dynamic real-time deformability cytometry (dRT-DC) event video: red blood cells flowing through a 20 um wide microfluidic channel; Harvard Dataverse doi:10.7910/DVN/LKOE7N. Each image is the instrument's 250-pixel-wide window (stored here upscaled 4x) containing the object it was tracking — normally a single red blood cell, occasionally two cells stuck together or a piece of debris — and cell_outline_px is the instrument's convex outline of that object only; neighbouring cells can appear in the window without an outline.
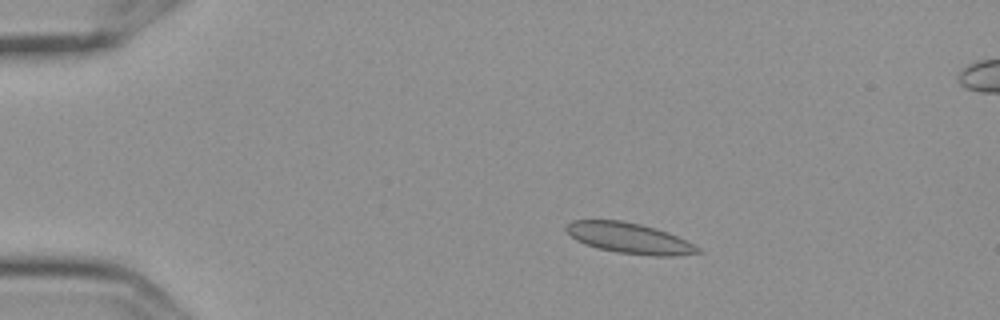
{"species": "Egyptian fruit bat (a non-hibernating species)", "species_latin": "Rousettus aegyptiacus", "temperature_condition": "cold", "stored_images_in_passage": 8, "camera_frame_rate_fps": 3000, "um_per_image_px": 0.085, "frame": {"image": 1, "passage_image": 3, "time_ms": 0.667, "image_size_px": [1000, 320], "cell_outline_px": [[704, 252], [676, 256], [656, 256], [616, 252], [596, 248], [584, 244], [576, 240], [564, 228], [572, 220], [620, 220], [640, 224], [656, 228], [668, 232], [700, 248]], "centroid_in_image_um": [53.49, 20.25], "position_along_channel_um": 31.5, "area_um2": 23.41}}
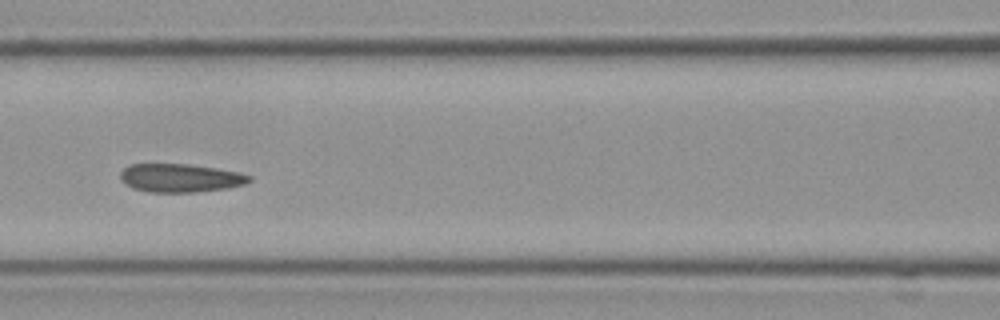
{"frame": {"image": 2, "passage_image": 7, "time_ms": 2.0, "image_size_px": [1000, 320], "cell_outline_px": [[252, 180], [244, 184], [228, 188], [196, 192], [148, 192], [132, 188], [124, 184], [120, 180], [120, 172], [128, 164], [184, 164], [216, 168], [236, 172], [252, 176]], "centroid_in_image_um": [15.28, 15.13], "position_along_channel_um": 151.3, "area_um2": 21.39}}
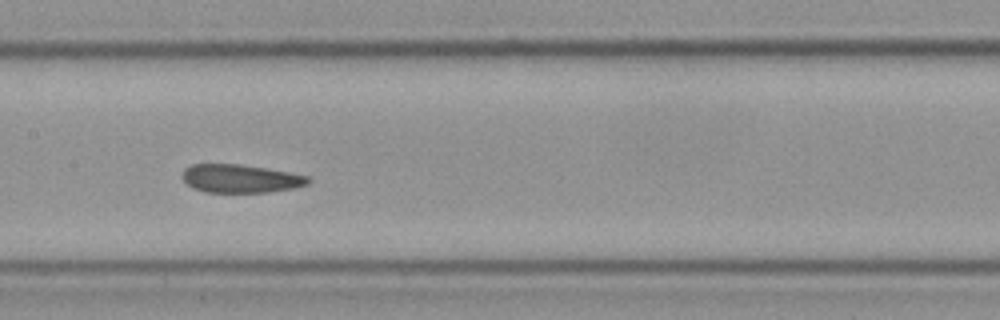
{"frame": {"image": 3, "passage_image": 8, "time_ms": 2.333, "image_size_px": [1000, 320], "cell_outline_px": [[312, 180], [308, 184], [296, 188], [268, 192], [204, 192], [192, 188], [180, 176], [184, 168], [192, 164], [240, 164], [288, 172], [308, 176]], "centroid_in_image_um": [20.42, 15.18], "position_along_channel_um": 187.0, "area_um2": 20.87}}